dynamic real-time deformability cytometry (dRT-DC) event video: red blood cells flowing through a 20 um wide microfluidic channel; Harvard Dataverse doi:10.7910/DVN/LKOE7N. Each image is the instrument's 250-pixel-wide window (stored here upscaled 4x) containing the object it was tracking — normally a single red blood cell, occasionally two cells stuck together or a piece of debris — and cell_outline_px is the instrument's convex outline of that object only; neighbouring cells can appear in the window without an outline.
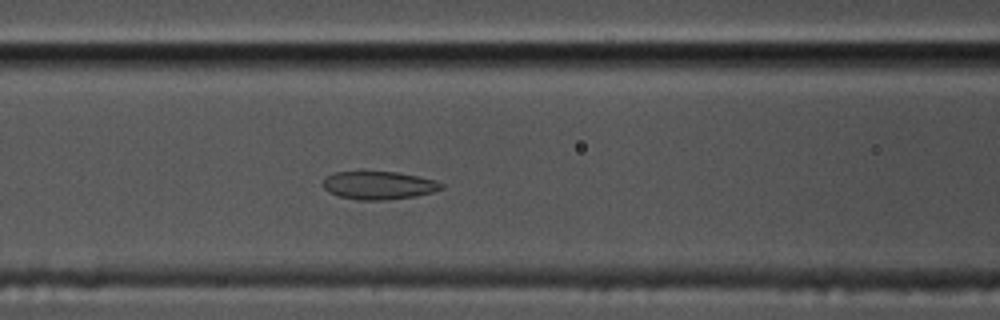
{"species": "common noctule bat (a hibernating species)", "species_latin": "Nyctalus noctula", "temperature_condition": "cold", "stored_images_in_passage": 51, "camera_frame_rate_fps": 3000, "um_per_image_px": 0.085, "animal": {"sex": "male", "body_mass_g": 17.5, "forearm_length_mm": 52.3}, "frame": {"image": 1, "passage_image": 17, "time_ms": 5.333, "image_size_px": [1000, 320], "cell_outline_px": [[444, 188], [432, 192], [416, 196], [384, 200], [360, 200], [340, 196], [328, 192], [324, 188], [324, 176], [332, 172], [396, 172], [420, 176], [436, 180], [444, 184]], "centroid_in_image_um": [32.21, 15.75], "position_along_channel_um": 134.4, "area_um2": 19.42}}
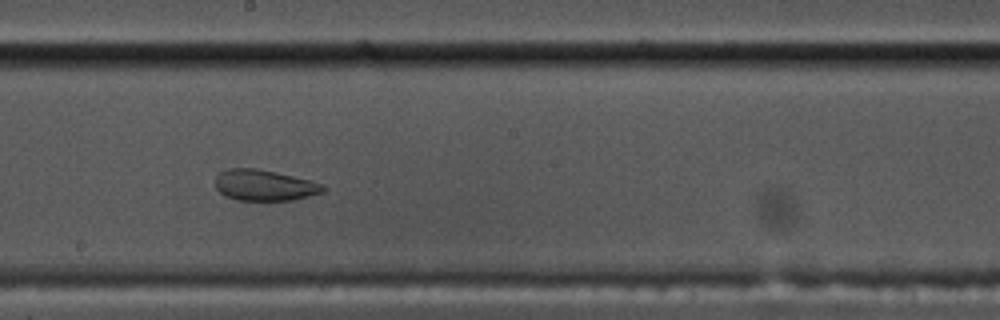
{"frame": {"image": 2, "passage_image": 25, "time_ms": 8.0, "image_size_px": [1000, 320], "cell_outline_px": [[328, 188], [324, 192], [292, 200], [236, 200], [220, 192], [216, 188], [216, 176], [220, 172], [228, 168], [256, 168], [276, 172], [324, 184]], "centroid_in_image_um": [22.49, 15.74], "position_along_channel_um": 225.7, "area_um2": 19.36}}
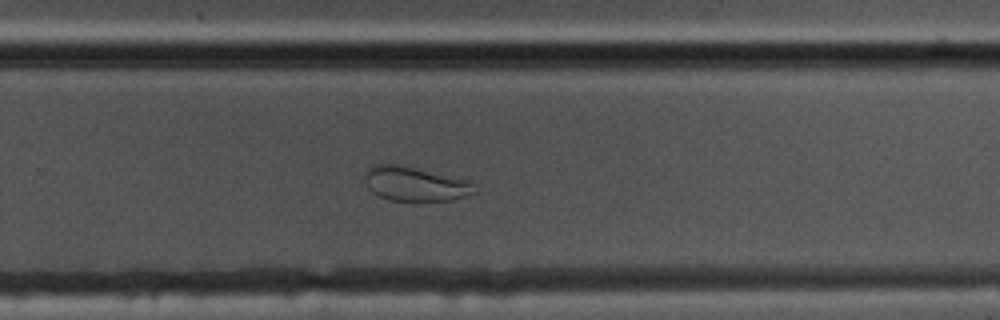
{"frame": {"image": 3, "passage_image": 31, "time_ms": 10.0, "image_size_px": [1000, 320], "cell_outline_px": [[476, 192], [452, 200], [412, 204], [388, 200], [372, 192], [368, 188], [364, 180], [364, 172], [368, 168], [376, 164], [400, 164], [468, 180], [472, 184]], "centroid_in_image_um": [35.23, 15.68], "position_along_channel_um": 294.6, "area_um2": 22.72}}